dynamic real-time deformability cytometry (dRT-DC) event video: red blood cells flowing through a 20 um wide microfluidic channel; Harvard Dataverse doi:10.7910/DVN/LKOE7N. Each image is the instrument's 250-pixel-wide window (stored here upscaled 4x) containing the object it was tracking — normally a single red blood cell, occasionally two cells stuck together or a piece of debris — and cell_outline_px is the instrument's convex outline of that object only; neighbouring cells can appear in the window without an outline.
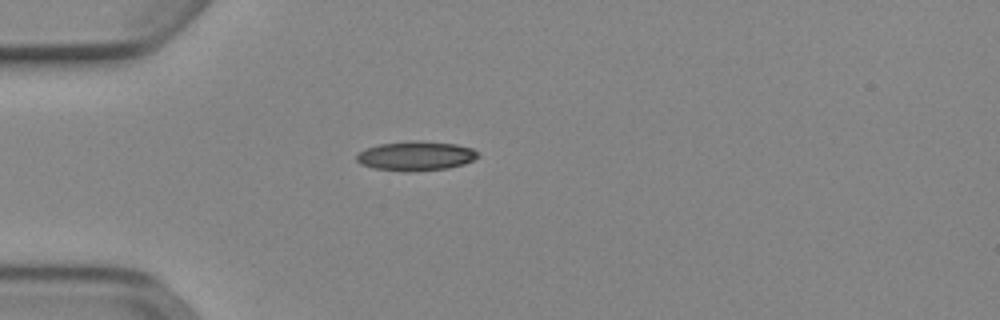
{"species": "Egyptian fruit bat (a non-hibernating species)", "species_latin": "Rousettus aegyptiacus", "temperature_condition": "cold", "stored_images_in_passage": 38, "camera_frame_rate_fps": 3000, "um_per_image_px": 0.085, "animal": {"sex": "female"}, "frame": {"image": 1, "passage_image": 1, "time_ms": 0.0, "image_size_px": [1000, 320], "cell_outline_px": [[480, 156], [464, 164], [448, 168], [408, 172], [372, 168], [360, 164], [356, 160], [356, 156], [360, 152], [368, 148], [380, 144], [412, 140], [420, 140], [456, 144], [472, 148]], "centroid_in_image_um": [35.34, 13.25], "position_along_channel_um": 49.7, "area_um2": 20.81}}
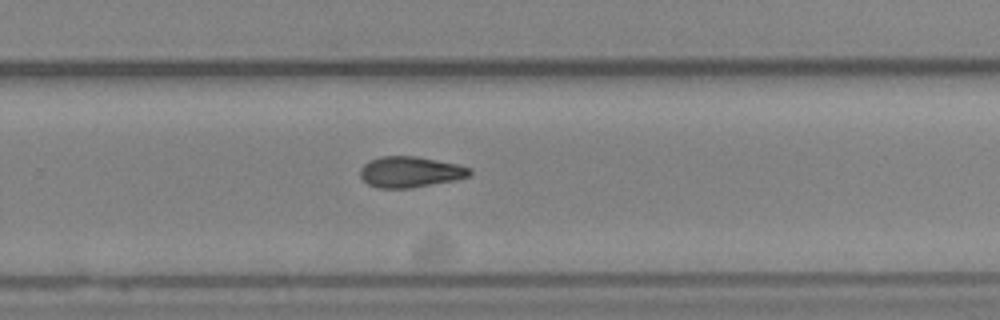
{"frame": {"image": 2, "passage_image": 21, "time_ms": 6.667, "image_size_px": [1000, 320], "cell_outline_px": [[472, 172], [468, 176], [456, 180], [408, 188], [380, 188], [368, 184], [360, 176], [360, 168], [368, 160], [380, 156], [416, 156], [456, 164], [472, 168]], "centroid_in_image_um": [34.85, 14.6], "position_along_channel_um": 295.0, "area_um2": 19.65}}
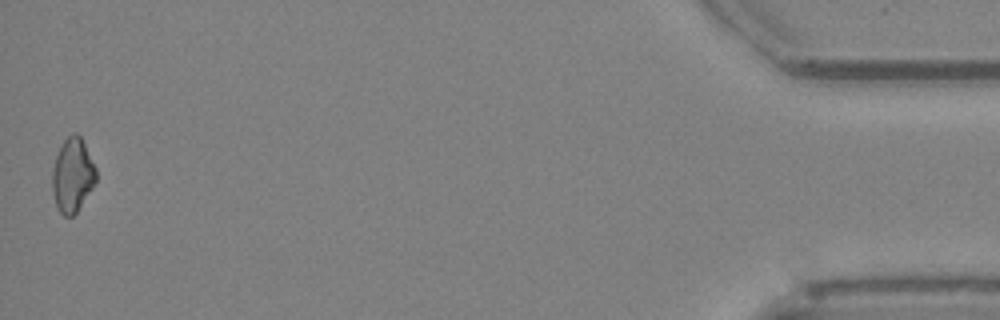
{"frame": {"image": 3, "passage_image": 38, "time_ms": 12.333, "image_size_px": [1000, 320], "cell_outline_px": [[96, 180], [92, 188], [76, 212], [72, 216], [64, 216], [60, 212], [56, 204], [52, 192], [52, 168], [56, 156], [64, 140], [72, 132], [76, 132], [80, 136], [96, 168]], "centroid_in_image_um": [6.15, 14.88], "position_along_channel_um": 429.0, "area_um2": 18.67}, "authors_computed_cell_mechanics": {"area_um2": 19.5364, "velocity_mm_per_s": 3.9097, "shape_relaxation_time_tau1_ms": null, "shape_relaxation_time_tau2_ms": 7.6948, "deformation_change_tau1": null, "deformation_change_tau2": 0.1475}}